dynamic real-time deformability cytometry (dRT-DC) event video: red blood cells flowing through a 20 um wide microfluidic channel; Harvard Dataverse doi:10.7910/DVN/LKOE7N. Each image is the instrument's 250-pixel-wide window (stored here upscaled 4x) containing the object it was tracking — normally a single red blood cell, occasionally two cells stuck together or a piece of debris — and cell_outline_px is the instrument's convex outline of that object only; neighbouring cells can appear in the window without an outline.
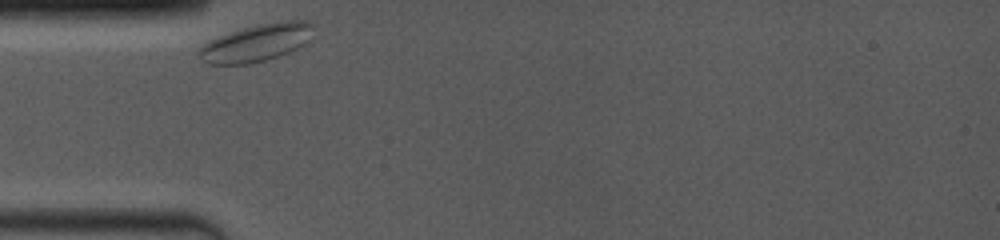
{"species": "common noctule bat (a hibernating species)", "species_latin": "Nyctalus noctula", "temperature_condition": "room temperature", "stored_images_in_passage": 40, "camera_frame_rate_fps": 4000, "um_per_image_px": 0.085, "animal": {"sex": "female", "body_mass_g": 19.0, "forearm_length_mm": 53.3}, "frame": {"image": 1, "passage_image": 1, "time_ms": 0.0, "image_size_px": [1000, 240], "cell_outline_px": [[312, 24], [308, 40], [304, 44], [280, 56], [248, 64], [208, 64], [200, 60], [196, 52], [208, 40], [244, 28], [260, 24], [280, 20], [308, 20]], "centroid_in_image_um": [21.76, 3.64], "position_along_channel_um": 63.2, "area_um2": 24.68}}
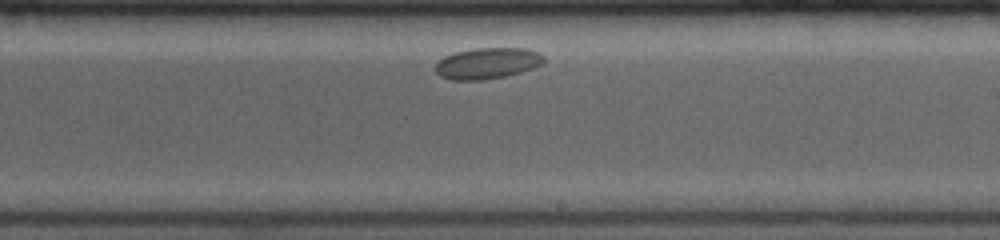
{"frame": {"image": 2, "passage_image": 23, "time_ms": 5.5, "image_size_px": [1000, 240], "cell_outline_px": [[544, 64], [520, 72], [504, 76], [480, 80], [452, 80], [440, 76], [436, 72], [436, 64], [444, 56], [456, 52], [476, 48], [528, 48], [540, 52], [544, 56]], "centroid_in_image_um": [41.46, 5.37], "position_along_channel_um": 247.5, "area_um2": 19.65}}
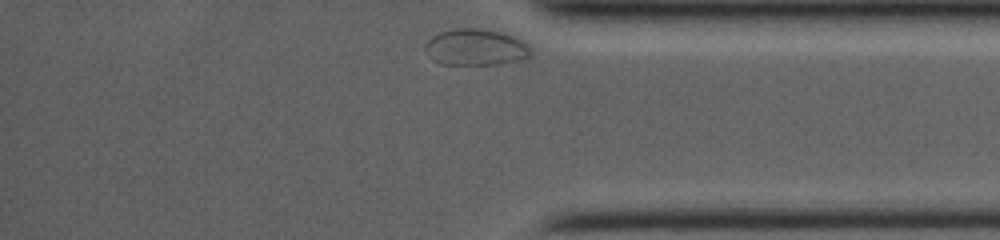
{"frame": {"image": 3, "passage_image": 40, "time_ms": 9.75, "image_size_px": [1000, 240], "cell_outline_px": [[532, 56], [524, 60], [496, 64], [440, 64], [432, 60], [424, 48], [424, 44], [432, 36], [440, 32], [452, 28], [480, 28], [500, 32], [512, 36], [528, 44], [532, 52]], "centroid_in_image_um": [40.44, 4.02], "position_along_channel_um": 394.8, "area_um2": 22.66}}